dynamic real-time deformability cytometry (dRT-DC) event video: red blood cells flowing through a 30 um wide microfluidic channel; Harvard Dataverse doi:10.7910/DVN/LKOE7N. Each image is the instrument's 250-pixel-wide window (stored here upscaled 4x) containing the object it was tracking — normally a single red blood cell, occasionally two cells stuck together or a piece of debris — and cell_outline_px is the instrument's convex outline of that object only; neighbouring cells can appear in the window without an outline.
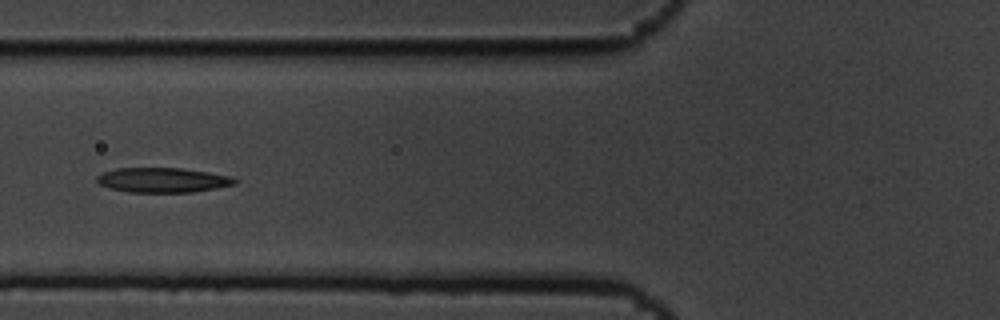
{"species": "common noctule bat (a hibernating species)", "species_latin": "Nyctalus noctula", "temperature_condition": "cold", "stored_images_in_passage": 15, "camera_frame_rate_fps": 3000, "um_per_image_px": 0.085, "animal": {"sex": "male", "body_mass_g": 19.5, "forearm_length_mm": 54.6}, "frame": {"image": 1, "passage_image": 6, "time_ms": 1.667, "image_size_px": [1000, 320], "cell_outline_px": [[236, 184], [216, 188], [192, 192], [128, 192], [108, 188], [100, 184], [96, 180], [96, 176], [100, 172], [116, 168], [180, 168], [208, 172], [232, 176], [236, 180]], "centroid_in_image_um": [13.79, 15.3], "position_along_channel_um": 112.0, "area_um2": 20.0}}
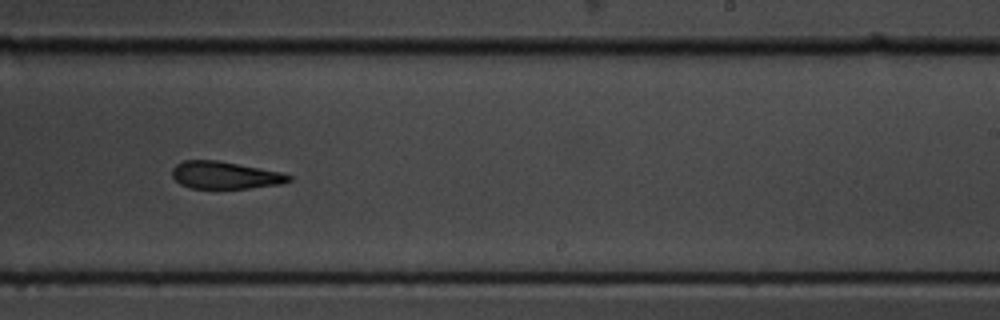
{"frame": {"image": 2, "passage_image": 10, "time_ms": 3.0, "image_size_px": [1000, 320], "cell_outline_px": [[292, 180], [280, 184], [248, 188], [192, 188], [180, 184], [172, 176], [172, 168], [176, 164], [184, 160], [220, 160], [280, 172], [292, 176]], "centroid_in_image_um": [19.11, 14.88], "position_along_channel_um": 269.9, "area_um2": 18.55}}
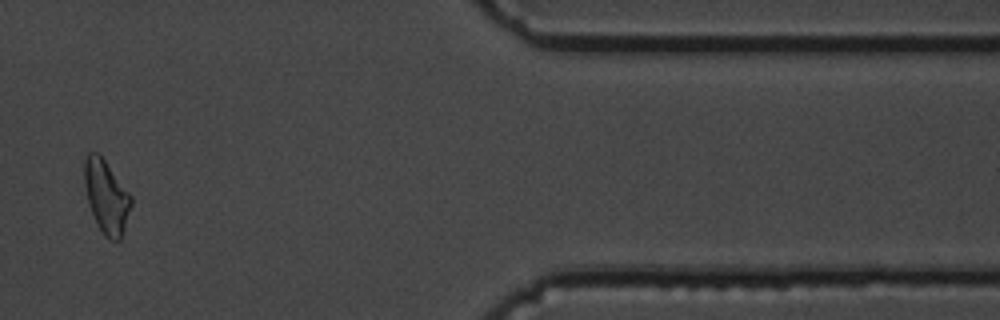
{"frame": {"image": 3, "passage_image": 14, "time_ms": 4.333, "image_size_px": [1000, 320], "cell_outline_px": [[132, 204], [120, 240], [108, 240], [104, 236], [96, 224], [88, 200], [84, 184], [84, 160], [88, 152], [96, 152], [104, 160], [132, 196]], "centroid_in_image_um": [9.03, 16.73], "position_along_channel_um": 402.4, "area_um2": 19.71}}